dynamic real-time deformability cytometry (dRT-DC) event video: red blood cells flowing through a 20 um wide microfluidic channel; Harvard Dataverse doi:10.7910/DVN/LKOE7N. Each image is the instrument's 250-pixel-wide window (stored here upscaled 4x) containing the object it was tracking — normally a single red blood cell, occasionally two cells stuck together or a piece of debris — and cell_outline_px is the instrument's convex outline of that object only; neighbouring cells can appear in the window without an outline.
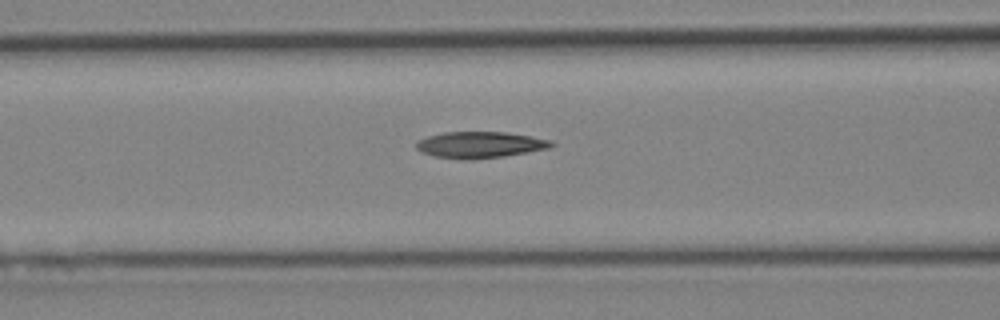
{"species": "Egyptian fruit bat (a non-hibernating species)", "species_latin": "Rousettus aegyptiacus", "temperature_condition": "cold", "stored_images_in_passage": 6, "camera_frame_rate_fps": 3000, "um_per_image_px": 0.085, "animal": {"sex": "female"}, "frame": {"image": 1, "passage_image": 6, "time_ms": 1.667, "image_size_px": [1000, 320], "cell_outline_px": [[556, 144], [548, 148], [504, 156], [460, 160], [436, 156], [424, 152], [416, 148], [416, 140], [428, 136], [444, 132], [508, 132], [532, 136], [552, 140]], "centroid_in_image_um": [40.81, 12.29], "position_along_channel_um": 125.8, "area_um2": 20.63}}